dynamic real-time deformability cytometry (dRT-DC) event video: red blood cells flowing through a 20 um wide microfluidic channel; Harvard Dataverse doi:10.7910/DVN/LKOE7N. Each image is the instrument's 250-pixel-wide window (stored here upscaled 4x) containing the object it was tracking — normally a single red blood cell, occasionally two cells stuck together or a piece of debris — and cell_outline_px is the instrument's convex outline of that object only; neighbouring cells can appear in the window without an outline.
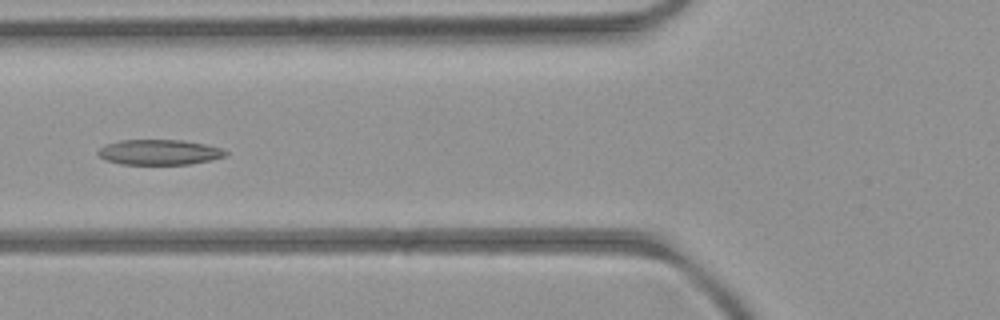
{"species": "common noctule bat (a hibernating species)", "species_latin": "Nyctalus noctula", "temperature_condition": "room temperature", "stored_images_in_passage": 3, "camera_frame_rate_fps": 3000, "um_per_image_px": 0.085, "animal": {"sex": "female", "body_mass_g": 21.9}, "frame": {"image": 1, "passage_image": 3, "time_ms": 2.0, "image_size_px": [1000, 320], "cell_outline_px": [[228, 156], [212, 160], [188, 164], [120, 164], [104, 160], [96, 152], [104, 144], [120, 140], [184, 140], [224, 148], [228, 152]], "centroid_in_image_um": [13.56, 12.93], "position_along_channel_um": 112.2, "area_um2": 19.02}}